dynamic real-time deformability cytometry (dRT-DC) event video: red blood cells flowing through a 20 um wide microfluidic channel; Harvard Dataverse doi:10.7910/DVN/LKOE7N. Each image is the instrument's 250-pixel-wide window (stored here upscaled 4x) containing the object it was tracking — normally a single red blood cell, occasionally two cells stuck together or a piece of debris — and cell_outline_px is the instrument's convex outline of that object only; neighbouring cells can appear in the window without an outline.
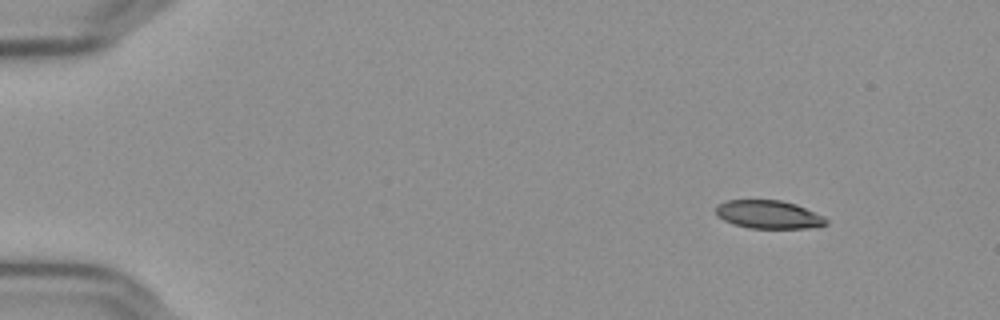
{"species": "Egyptian fruit bat (a non-hibernating species)", "species_latin": "Rousettus aegyptiacus", "temperature_condition": "cold", "stored_images_in_passage": 9, "camera_frame_rate_fps": 3000, "um_per_image_px": 0.085, "frame": {"image": 1, "passage_image": 1, "time_ms": 0.0, "image_size_px": [1000, 320], "cell_outline_px": [[828, 224], [808, 228], [748, 228], [732, 224], [716, 216], [716, 204], [724, 200], [780, 200], [796, 204], [824, 216], [828, 220]], "centroid_in_image_um": [65.3, 18.23], "position_along_channel_um": 19.7, "area_um2": 18.32}}